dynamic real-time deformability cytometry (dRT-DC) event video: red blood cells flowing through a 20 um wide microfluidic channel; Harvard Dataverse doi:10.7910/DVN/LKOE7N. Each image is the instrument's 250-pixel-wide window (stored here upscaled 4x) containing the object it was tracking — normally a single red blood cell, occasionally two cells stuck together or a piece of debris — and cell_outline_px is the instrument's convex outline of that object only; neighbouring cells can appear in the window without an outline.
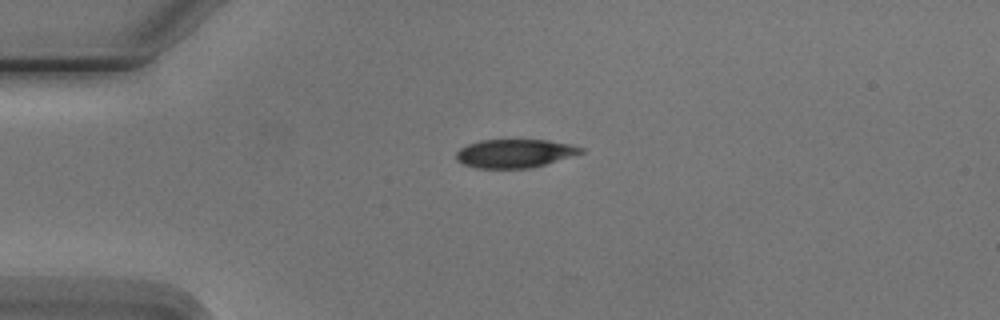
{"species": "Egyptian fruit bat (a non-hibernating species)", "species_latin": "Rousettus aegyptiacus", "temperature_condition": "cold", "stored_images_in_passage": 7, "camera_frame_rate_fps": 3000, "um_per_image_px": 0.085, "animal": {"sex": "male"}, "frame": {"image": 1, "passage_image": 1, "time_ms": 0.0, "image_size_px": [1000, 320], "cell_outline_px": [[584, 152], [532, 168], [476, 168], [464, 164], [456, 160], [456, 152], [460, 148], [468, 144], [480, 140], [548, 140], [572, 144], [584, 148]], "centroid_in_image_um": [43.75, 13.03], "position_along_channel_um": 41.3, "area_um2": 20.69}}
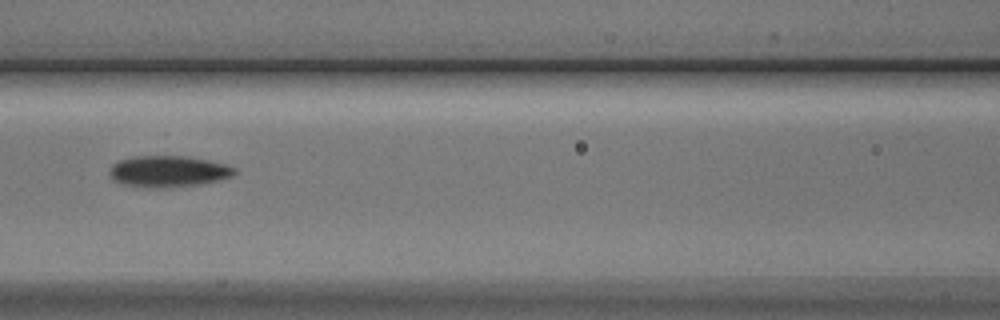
{"frame": {"image": 2, "passage_image": 4, "time_ms": 3.667, "image_size_px": [1000, 320], "cell_outline_px": [[236, 172], [232, 176], [220, 180], [204, 184], [168, 188], [152, 188], [120, 184], [112, 180], [108, 172], [112, 164], [120, 160], [136, 156], [188, 156], [228, 164], [236, 168]], "centroid_in_image_um": [14.32, 14.58], "position_along_channel_um": 152.3, "area_um2": 23.29}}
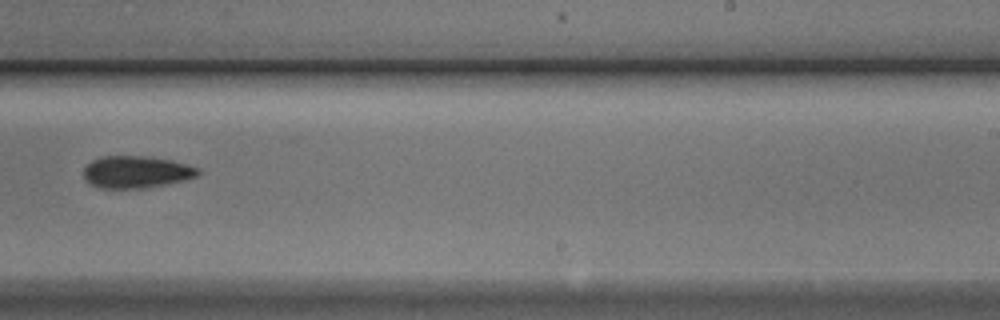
{"frame": {"image": 3, "passage_image": 7, "time_ms": 7.0, "image_size_px": [1000, 320], "cell_outline_px": [[200, 172], [196, 176], [184, 180], [164, 184], [140, 188], [100, 188], [92, 184], [84, 176], [84, 168], [92, 160], [104, 156], [144, 156], [172, 160], [200, 168]], "centroid_in_image_um": [11.6, 14.61], "position_along_channel_um": 277.4, "area_um2": 21.1}}